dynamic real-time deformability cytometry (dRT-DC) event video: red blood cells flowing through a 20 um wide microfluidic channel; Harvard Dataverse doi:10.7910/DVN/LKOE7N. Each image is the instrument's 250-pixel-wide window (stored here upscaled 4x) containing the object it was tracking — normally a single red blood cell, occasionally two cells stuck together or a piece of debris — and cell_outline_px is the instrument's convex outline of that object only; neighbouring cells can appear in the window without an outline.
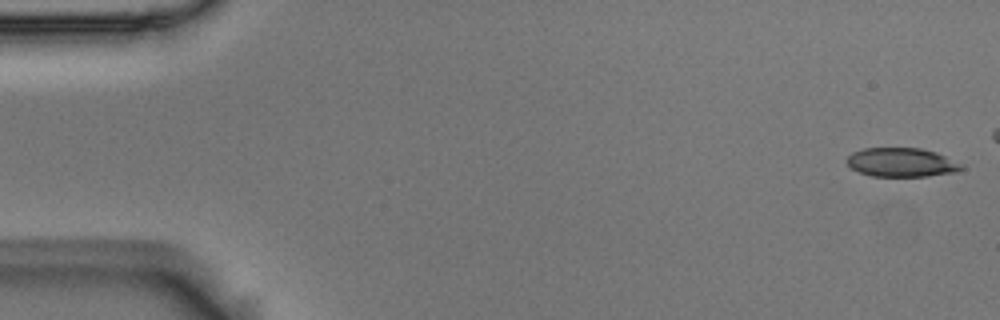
{"species": "Egyptian fruit bat (a non-hibernating species)", "species_latin": "Rousettus aegyptiacus", "temperature_condition": "room temperature", "stored_images_in_passage": 47, "camera_frame_rate_fps": 3000, "um_per_image_px": 0.085, "animal": {"sex": "male"}, "frame": {"image": 1, "passage_image": 1, "time_ms": 0.0, "image_size_px": [1000, 320], "cell_outline_px": [[964, 168], [956, 172], [928, 176], [872, 176], [860, 172], [852, 168], [844, 160], [852, 152], [864, 148], [920, 148], [936, 152], [960, 164]], "centroid_in_image_um": [76.59, 13.8], "position_along_channel_um": 8.4, "area_um2": 19.19}}
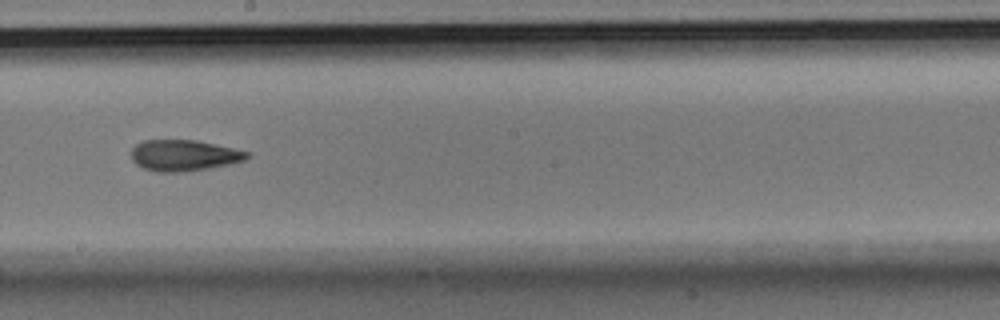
{"frame": {"image": 2, "passage_image": 30, "time_ms": 9.667, "image_size_px": [1000, 320], "cell_outline_px": [[252, 156], [244, 160], [228, 164], [208, 168], [180, 172], [156, 172], [144, 168], [136, 164], [132, 160], [132, 148], [136, 144], [144, 140], [196, 140], [252, 152]], "centroid_in_image_um": [15.65, 13.2], "position_along_channel_um": 232.5, "area_um2": 20.98}}
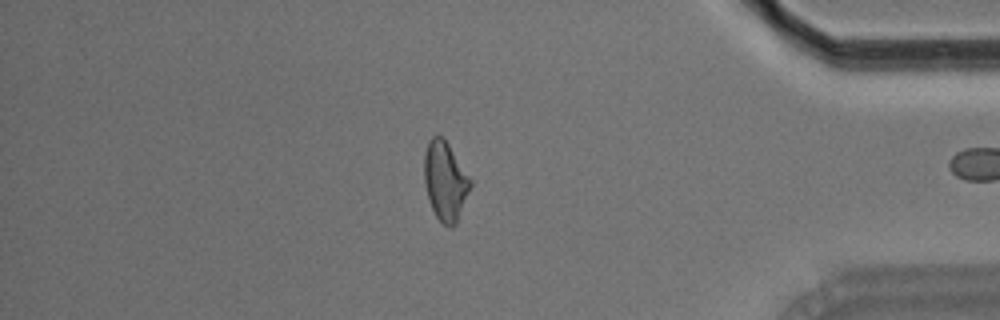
{"frame": {"image": 3, "passage_image": 46, "time_ms": 15.0, "image_size_px": [1000, 320], "cell_outline_px": [[472, 184], [456, 224], [452, 228], [448, 228], [436, 216], [428, 200], [424, 184], [424, 152], [428, 140], [432, 136], [444, 136], [472, 180]], "centroid_in_image_um": [37.83, 15.36], "position_along_channel_um": 397.4, "area_um2": 21.56}}